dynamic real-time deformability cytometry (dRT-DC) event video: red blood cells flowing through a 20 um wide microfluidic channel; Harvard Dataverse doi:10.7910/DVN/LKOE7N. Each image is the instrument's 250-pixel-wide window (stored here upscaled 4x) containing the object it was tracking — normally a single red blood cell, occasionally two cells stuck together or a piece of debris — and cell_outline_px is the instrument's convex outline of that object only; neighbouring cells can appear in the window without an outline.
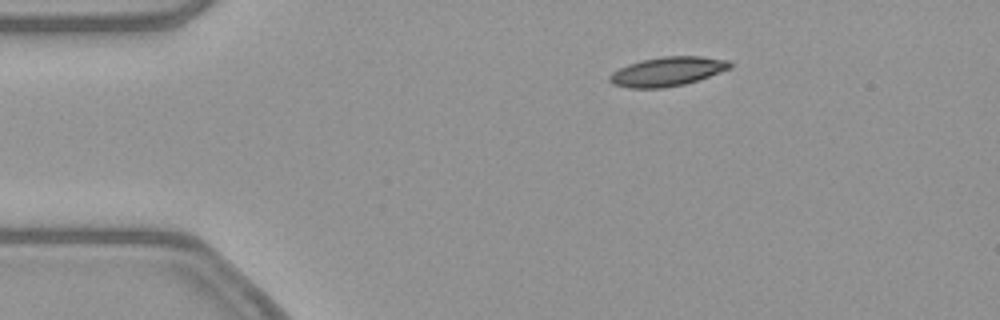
{"species": "common noctule bat (a hibernating species)", "species_latin": "Nyctalus noctula", "temperature_condition": "warm", "stored_images_in_passage": 45, "camera_frame_rate_fps": 3000, "um_per_image_px": 0.085, "animal": {"sex": "female", "body_mass_g": 21.9}, "frame": {"image": 1, "passage_image": 1, "time_ms": 0.0, "image_size_px": [1000, 320], "cell_outline_px": [[732, 68], [684, 84], [660, 88], [628, 88], [612, 84], [608, 80], [608, 76], [612, 72], [628, 64], [640, 60], [664, 56], [700, 56], [728, 60], [732, 64]], "centroid_in_image_um": [56.69, 6.07], "position_along_channel_um": 28.3, "area_um2": 20.4}}
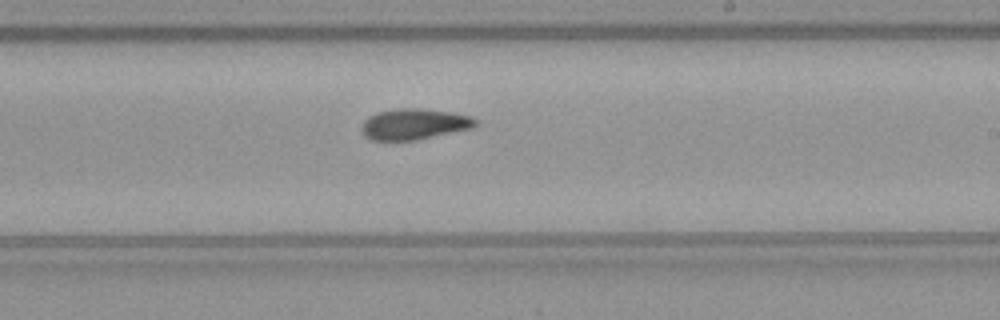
{"frame": {"image": 2, "passage_image": 23, "time_ms": 7.333, "image_size_px": [1000, 320], "cell_outline_px": [[476, 124], [472, 128], [416, 140], [372, 140], [364, 136], [364, 120], [368, 116], [376, 112], [400, 108], [420, 108], [452, 112], [472, 116], [476, 120]], "centroid_in_image_um": [35.22, 10.54], "position_along_channel_um": 253.8, "area_um2": 20.35}}
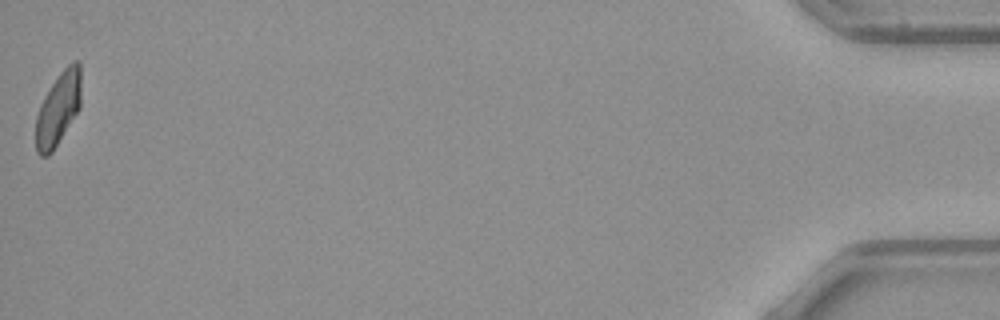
{"frame": {"image": 3, "passage_image": 45, "time_ms": 14.667, "image_size_px": [1000, 320], "cell_outline_px": [[80, 108], [52, 152], [48, 156], [40, 156], [36, 152], [36, 116], [40, 104], [44, 96], [60, 72], [72, 60], [80, 60]], "centroid_in_image_um": [4.95, 9.23], "position_along_channel_um": 430.3, "area_um2": 19.25}, "authors_computed_cell_mechanics": {"area_um2": 20.3456, "velocity_mm_per_s": 3.8395, "shape_relaxation_time_tau1_ms": null, "shape_relaxation_time_tau2_ms": 3.8741, "deformation_change_tau1": null, "deformation_change_tau2": 0.0982}}